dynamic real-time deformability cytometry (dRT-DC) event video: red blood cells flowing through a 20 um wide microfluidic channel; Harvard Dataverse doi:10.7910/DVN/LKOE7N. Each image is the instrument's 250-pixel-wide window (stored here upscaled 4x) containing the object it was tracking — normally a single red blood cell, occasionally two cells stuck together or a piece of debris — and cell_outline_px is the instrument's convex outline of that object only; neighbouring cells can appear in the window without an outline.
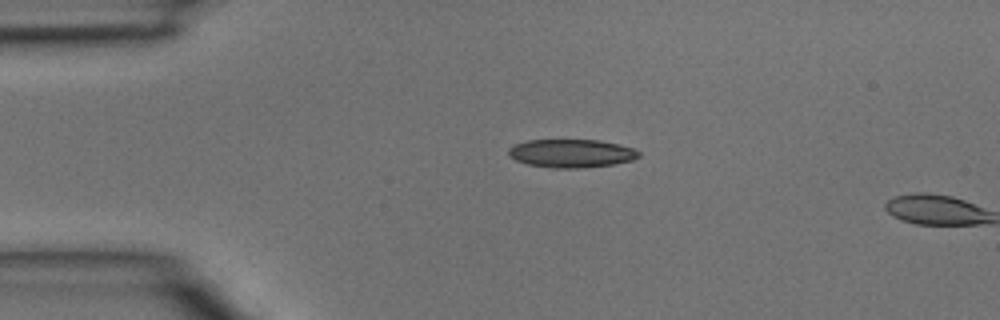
{"species": "common noctule bat (a hibernating species)", "species_latin": "Nyctalus noctula", "temperature_condition": "room temperature", "stored_images_in_passage": 2, "camera_frame_rate_fps": 3000, "um_per_image_px": 0.085, "animal": {"sex": "male", "body_mass_g": 15.6}, "frame": {"image": 1, "passage_image": 1, "time_ms": 0.0, "image_size_px": [1000, 320], "cell_outline_px": [[640, 156], [632, 160], [612, 164], [580, 168], [548, 168], [528, 164], [516, 160], [508, 156], [508, 148], [516, 144], [528, 140], [596, 140], [616, 144], [632, 148], [640, 152]], "centroid_in_image_um": [48.52, 13.04], "position_along_channel_um": 36.5, "area_um2": 21.33}}